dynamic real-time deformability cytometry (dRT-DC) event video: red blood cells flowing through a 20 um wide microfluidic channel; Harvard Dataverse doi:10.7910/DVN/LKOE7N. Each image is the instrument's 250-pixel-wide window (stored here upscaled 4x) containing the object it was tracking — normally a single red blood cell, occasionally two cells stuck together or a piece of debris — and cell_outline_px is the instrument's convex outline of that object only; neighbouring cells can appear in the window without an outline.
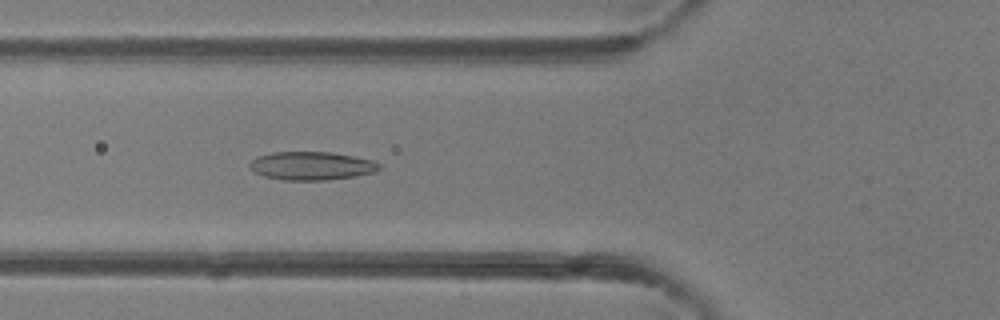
{"species": "common noctule bat (a hibernating species)", "species_latin": "Nyctalus noctula", "temperature_condition": "room temperature", "stored_images_in_passage": 46, "camera_frame_rate_fps": 3000, "um_per_image_px": 0.085, "animal": {"sex": "female"}, "frame": {"image": 1, "passage_image": 16, "time_ms": 5.0, "image_size_px": [1000, 320], "cell_outline_px": [[380, 168], [376, 172], [356, 176], [328, 180], [284, 180], [264, 176], [248, 168], [248, 164], [256, 156], [272, 152], [332, 152], [372, 160], [380, 164]], "centroid_in_image_um": [26.47, 14.09], "position_along_channel_um": 99.3, "area_um2": 21.5}}
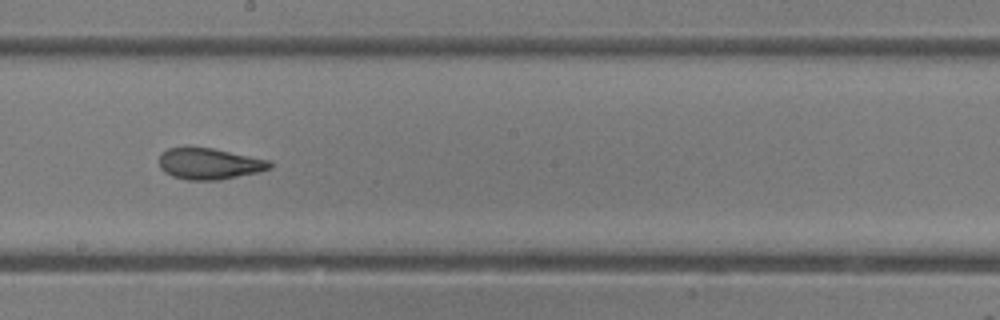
{"frame": {"image": 2, "passage_image": 25, "time_ms": 8.0, "image_size_px": [1000, 320], "cell_outline_px": [[272, 168], [260, 172], [220, 180], [188, 180], [172, 176], [164, 172], [160, 168], [160, 152], [168, 148], [212, 148], [272, 160]], "centroid_in_image_um": [17.84, 13.93], "position_along_channel_um": 230.4, "area_um2": 20.29}}
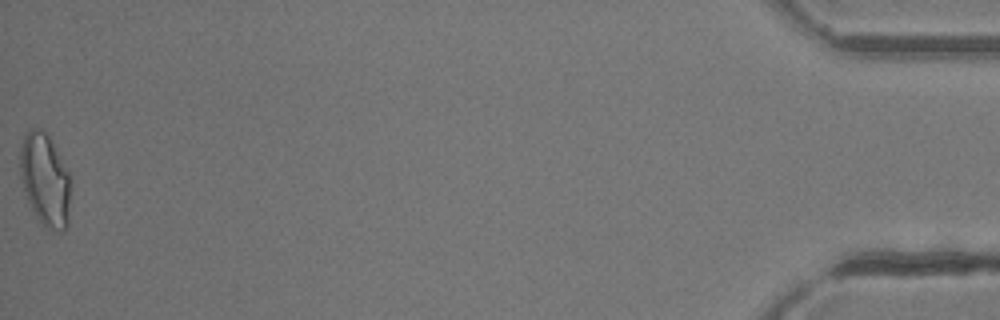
{"frame": {"image": 3, "passage_image": 46, "time_ms": 15.0, "image_size_px": [1000, 320], "cell_outline_px": [[68, 224], [64, 232], [56, 232], [40, 224], [28, 200], [20, 176], [20, 148], [24, 132], [32, 128], [40, 128], [52, 140], [68, 172]], "centroid_in_image_um": [3.8, 15.27], "position_along_channel_um": 431.4, "area_um2": 26.99}, "authors_computed_cell_mechanics": {"area_um2": 21.9929, "velocity_mm_per_s": 4.3463, "shape_relaxation_time_tau1_ms": 8.0291, "shape_relaxation_time_tau2_ms": 1.7349, "deformation_change_tau1": 0.2113, "deformation_change_tau2": 0.0877}}